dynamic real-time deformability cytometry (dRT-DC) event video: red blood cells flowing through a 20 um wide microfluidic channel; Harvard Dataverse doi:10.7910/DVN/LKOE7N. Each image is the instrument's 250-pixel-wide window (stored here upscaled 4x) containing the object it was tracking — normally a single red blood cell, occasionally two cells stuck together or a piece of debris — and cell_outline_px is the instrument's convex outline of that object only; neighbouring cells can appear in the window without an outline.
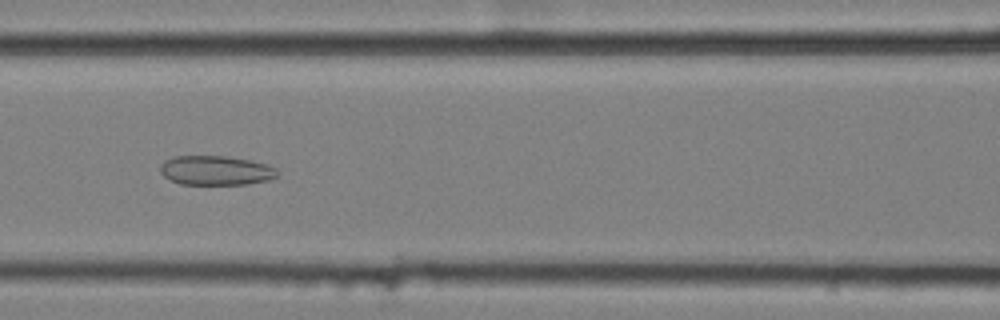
{"species": "common noctule bat (a hibernating species)", "species_latin": "Nyctalus noctula", "temperature_condition": "cold", "stored_images_in_passage": 6, "camera_frame_rate_fps": 3000, "um_per_image_px": 0.085, "animal": {"sex": "female", "body_mass_g": 25.1}, "frame": {"image": 1, "passage_image": 6, "time_ms": 1.667, "image_size_px": [1000, 320], "cell_outline_px": [[280, 172], [276, 176], [268, 180], [248, 184], [180, 184], [164, 176], [160, 172], [160, 164], [164, 160], [172, 156], [228, 156], [268, 164], [276, 168]], "centroid_in_image_um": [18.35, 14.48], "position_along_channel_um": 148.3, "area_um2": 20.17}}